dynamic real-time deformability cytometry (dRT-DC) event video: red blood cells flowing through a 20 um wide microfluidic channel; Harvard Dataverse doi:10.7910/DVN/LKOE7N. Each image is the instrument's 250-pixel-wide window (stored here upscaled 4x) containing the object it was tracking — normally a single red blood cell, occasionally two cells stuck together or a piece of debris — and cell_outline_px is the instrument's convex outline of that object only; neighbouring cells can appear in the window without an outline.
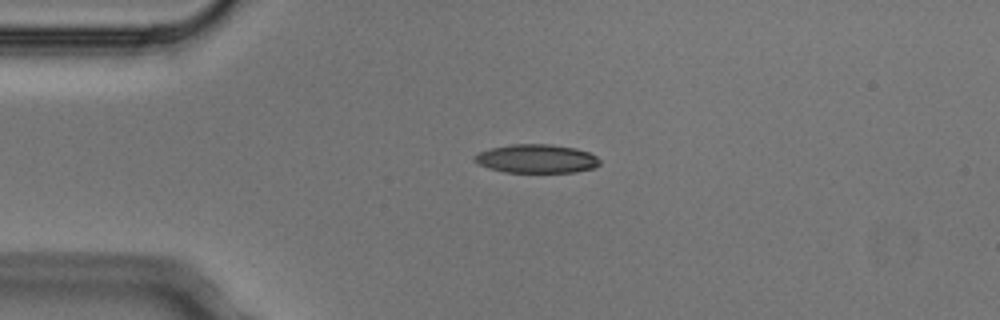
{"species": "Egyptian fruit bat (a non-hibernating species)", "species_latin": "Rousettus aegyptiacus", "temperature_condition": "cold", "stored_images_in_passage": 7, "camera_frame_rate_fps": 3000, "um_per_image_px": 0.085, "animal": {"sex": "male"}, "frame": {"image": 1, "passage_image": 2, "time_ms": 0.333, "image_size_px": [1000, 320], "cell_outline_px": [[600, 164], [596, 168], [576, 172], [504, 172], [488, 168], [476, 164], [472, 160], [480, 152], [492, 148], [512, 144], [548, 144], [576, 148], [588, 152], [596, 156], [600, 160]], "centroid_in_image_um": [45.62, 13.5], "position_along_channel_um": 39.4, "area_um2": 20.98}}
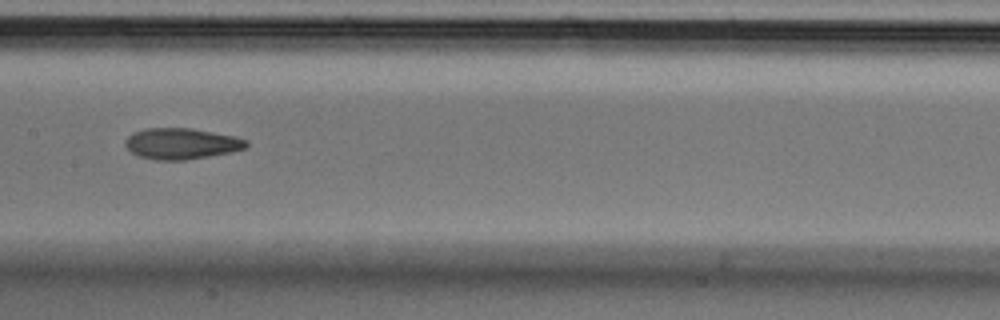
{"frame": {"image": 2, "passage_image": 6, "time_ms": 1.667, "image_size_px": [1000, 320], "cell_outline_px": [[248, 144], [244, 148], [232, 152], [184, 160], [156, 160], [140, 156], [132, 152], [124, 144], [124, 140], [132, 132], [144, 128], [192, 128], [236, 136], [248, 140]], "centroid_in_image_um": [15.42, 12.19], "position_along_channel_um": 192.0, "area_um2": 21.96}}
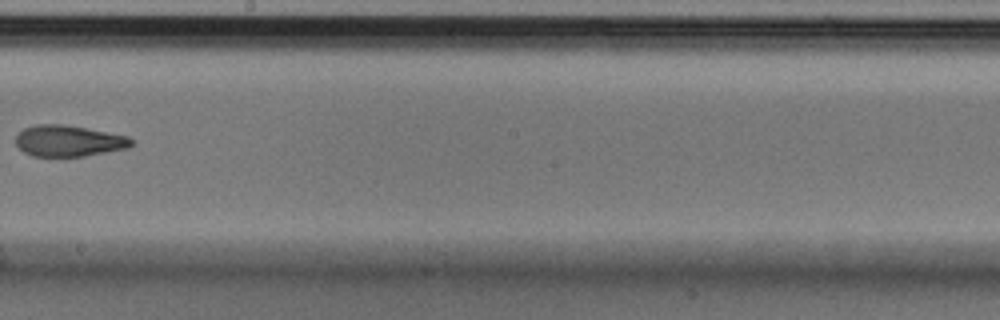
{"frame": {"image": 3, "passage_image": 7, "time_ms": 2.0, "image_size_px": [1000, 320], "cell_outline_px": [[132, 144], [128, 148], [84, 156], [32, 156], [24, 152], [16, 144], [16, 136], [24, 128], [36, 124], [64, 124], [128, 136], [132, 140]], "centroid_in_image_um": [5.82, 11.97], "position_along_channel_um": 242.4, "area_um2": 20.87}}